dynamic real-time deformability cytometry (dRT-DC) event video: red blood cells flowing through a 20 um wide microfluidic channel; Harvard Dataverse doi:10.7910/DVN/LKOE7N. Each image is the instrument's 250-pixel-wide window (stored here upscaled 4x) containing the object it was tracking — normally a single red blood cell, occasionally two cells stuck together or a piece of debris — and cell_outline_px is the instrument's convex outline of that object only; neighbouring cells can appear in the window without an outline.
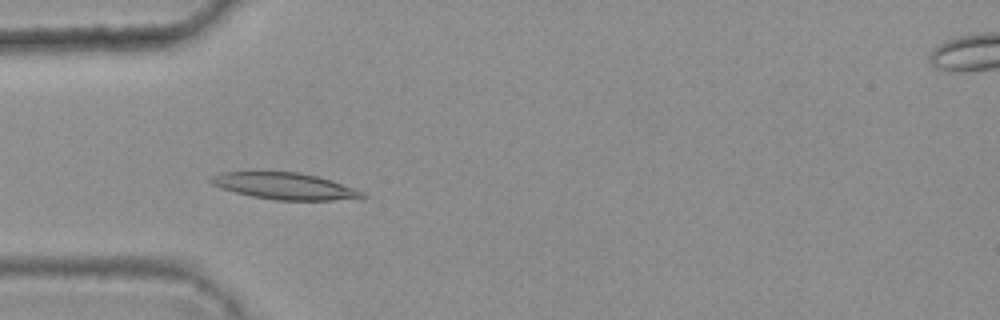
{"species": "common noctule bat (a hibernating species)", "species_latin": "Nyctalus noctula", "temperature_condition": "warm", "stored_images_in_passage": 4, "camera_frame_rate_fps": 3000, "um_per_image_px": 0.085, "animal": {"sex": "female", "body_mass_g": 25.1}, "frame": {"image": 1, "passage_image": 3, "time_ms": 0.667, "image_size_px": [1000, 320], "cell_outline_px": [[368, 196], [332, 200], [276, 200], [252, 196], [220, 188], [212, 184], [208, 180], [212, 176], [220, 172], [296, 172], [316, 176], [332, 180], [356, 188], [364, 192]], "centroid_in_image_um": [24.19, 15.81], "position_along_channel_um": 60.8, "area_um2": 23.29}}
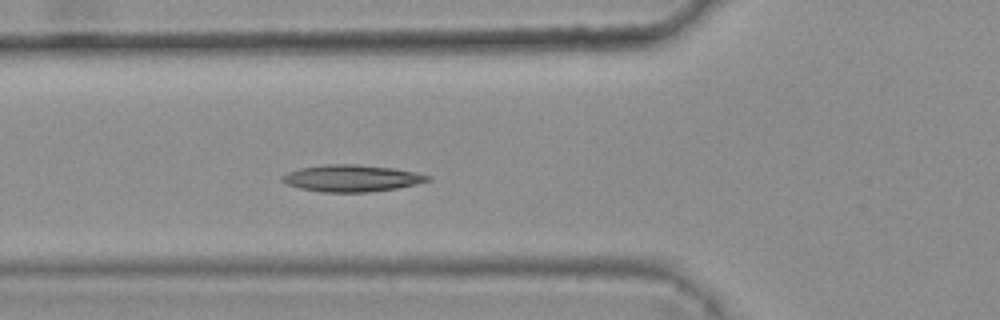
{"frame": {"image": 2, "passage_image": 4, "time_ms": 1.0, "image_size_px": [1000, 320], "cell_outline_px": [[432, 180], [416, 184], [396, 188], [368, 192], [320, 192], [300, 188], [288, 184], [280, 180], [280, 176], [288, 172], [300, 168], [324, 164], [356, 164], [392, 168], [416, 172], [432, 176]], "centroid_in_image_um": [29.89, 15.15], "position_along_channel_um": 95.9, "area_um2": 22.77}}